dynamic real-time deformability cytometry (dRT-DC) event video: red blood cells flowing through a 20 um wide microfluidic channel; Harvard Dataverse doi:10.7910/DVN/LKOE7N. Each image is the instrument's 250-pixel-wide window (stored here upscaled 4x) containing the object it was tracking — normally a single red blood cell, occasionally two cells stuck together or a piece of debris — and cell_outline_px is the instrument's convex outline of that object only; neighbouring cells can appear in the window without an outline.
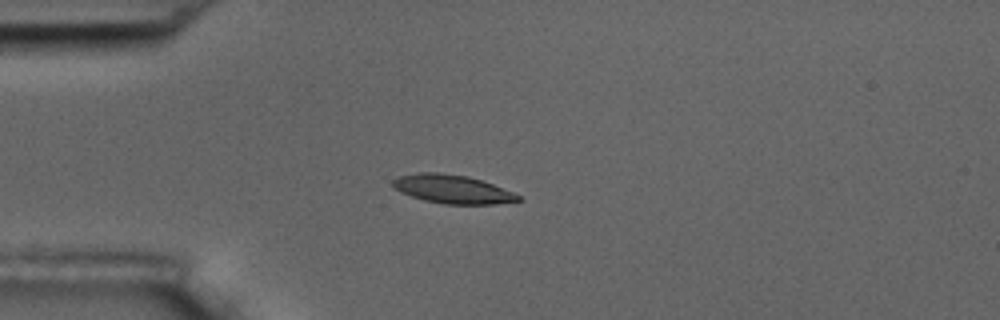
{"species": "common noctule bat (a hibernating species)", "species_latin": "Nyctalus noctula", "temperature_condition": "room temperature", "stored_images_in_passage": 10, "camera_frame_rate_fps": 3000, "um_per_image_px": 0.085, "animal": {"sex": "male", "body_mass_g": 17.5, "forearm_length_mm": 52.3}, "frame": {"image": 1, "passage_image": 4, "time_ms": 3.333, "image_size_px": [1000, 320], "cell_outline_px": [[524, 200], [492, 204], [444, 204], [424, 200], [412, 196], [396, 188], [392, 184], [392, 180], [400, 176], [420, 172], [436, 172], [468, 176], [492, 184], [512, 192], [520, 196]], "centroid_in_image_um": [38.48, 16.08], "position_along_channel_um": 46.5, "area_um2": 20.52}}
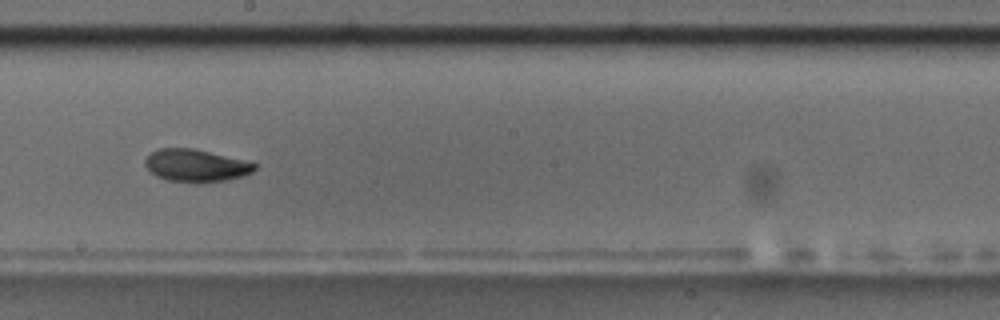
{"frame": {"image": 2, "passage_image": 9, "time_ms": 9.0, "image_size_px": [1000, 320], "cell_outline_px": [[256, 168], [252, 172], [244, 176], [224, 180], [200, 184], [196, 184], [168, 180], [156, 176], [144, 164], [144, 160], [156, 148], [192, 148], [256, 164]], "centroid_in_image_um": [16.6, 14.09], "position_along_channel_um": 231.6, "area_um2": 20.58}}
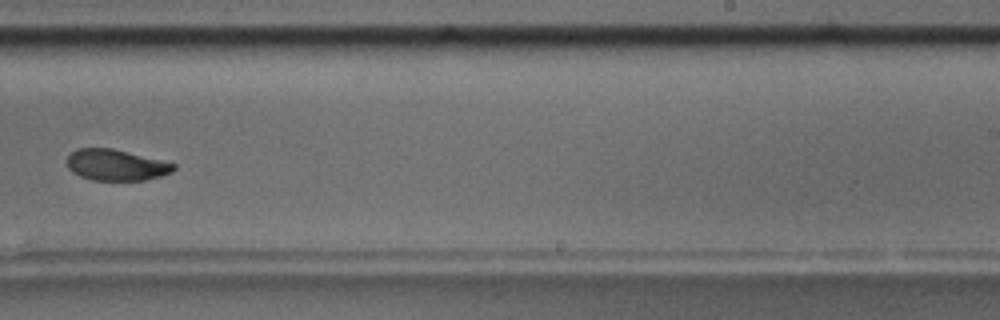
{"frame": {"image": 3, "passage_image": 10, "time_ms": 10.333, "image_size_px": [1000, 320], "cell_outline_px": [[176, 168], [172, 172], [160, 176], [144, 180], [92, 180], [80, 176], [72, 172], [68, 168], [68, 156], [76, 148], [112, 148], [176, 164]], "centroid_in_image_um": [9.85, 14.02], "position_along_channel_um": 279.1, "area_um2": 19.19}}